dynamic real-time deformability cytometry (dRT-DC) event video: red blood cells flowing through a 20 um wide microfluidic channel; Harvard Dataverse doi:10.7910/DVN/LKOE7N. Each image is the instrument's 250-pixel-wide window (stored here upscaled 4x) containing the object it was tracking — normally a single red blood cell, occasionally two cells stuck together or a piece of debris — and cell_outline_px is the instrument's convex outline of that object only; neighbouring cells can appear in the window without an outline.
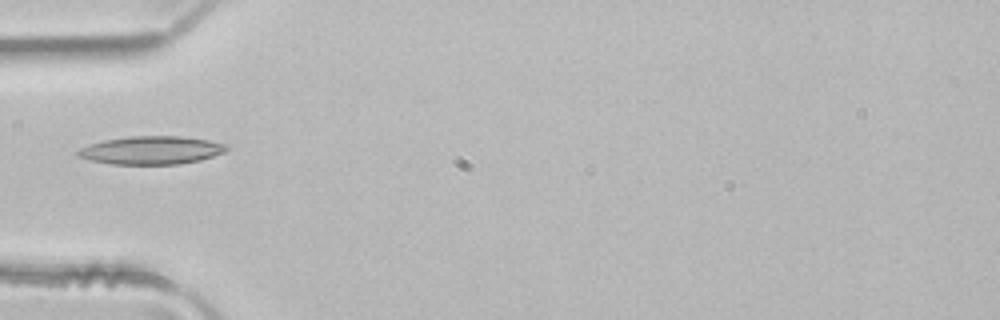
{"species": "common noctule bat (a hibernating species)", "species_latin": "Nyctalus noctula", "temperature_condition": "room temperature", "stored_images_in_passage": 5, "camera_frame_rate_fps": 3000, "um_per_image_px": 0.085, "animal": {"sex": "male", "body_mass_g": 21.5, "forearm_length_mm": 52.0}, "frame": {"image": 1, "passage_image": 5, "time_ms": 1.333, "image_size_px": [1000, 320], "cell_outline_px": [[228, 148], [224, 152], [200, 160], [180, 164], [112, 164], [92, 160], [76, 156], [76, 152], [80, 148], [88, 144], [104, 140], [128, 136], [180, 136], [208, 140], [228, 144]], "centroid_in_image_um": [12.85, 12.76], "position_along_channel_um": 72.1, "area_um2": 24.39}}